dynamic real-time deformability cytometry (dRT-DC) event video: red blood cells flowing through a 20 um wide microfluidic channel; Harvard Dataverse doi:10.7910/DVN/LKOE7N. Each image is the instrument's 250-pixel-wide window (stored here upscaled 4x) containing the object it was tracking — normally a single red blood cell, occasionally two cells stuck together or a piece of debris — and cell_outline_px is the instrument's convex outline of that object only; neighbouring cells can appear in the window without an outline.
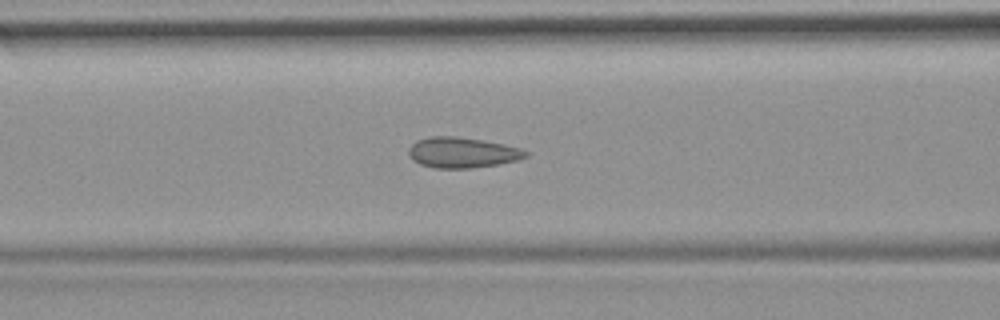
{"species": "common noctule bat (a hibernating species)", "species_latin": "Nyctalus noctula", "temperature_condition": "room temperature", "stored_images_in_passage": 48, "camera_frame_rate_fps": 3000, "um_per_image_px": 0.085, "animal": {"sex": "female", "body_mass_g": 19.9}, "frame": {"image": 1, "passage_image": 21, "time_ms": 6.667, "image_size_px": [1000, 320], "cell_outline_px": [[528, 156], [516, 160], [500, 164], [472, 168], [432, 168], [420, 164], [412, 160], [408, 152], [408, 148], [416, 140], [428, 136], [456, 136], [504, 144], [520, 148], [528, 152]], "centroid_in_image_um": [39.26, 12.97], "position_along_channel_um": 127.3, "area_um2": 20.92}, "authors_computed_cell_mechanics": {"area_um2": 20.5768, "velocity_mm_per_s": 3.7698, "shape_relaxation_time_tau1_ms": null, "shape_relaxation_time_tau2_ms": 1.2295, "deformation_change_tau1": null, "deformation_change_tau2": 0.0833}}